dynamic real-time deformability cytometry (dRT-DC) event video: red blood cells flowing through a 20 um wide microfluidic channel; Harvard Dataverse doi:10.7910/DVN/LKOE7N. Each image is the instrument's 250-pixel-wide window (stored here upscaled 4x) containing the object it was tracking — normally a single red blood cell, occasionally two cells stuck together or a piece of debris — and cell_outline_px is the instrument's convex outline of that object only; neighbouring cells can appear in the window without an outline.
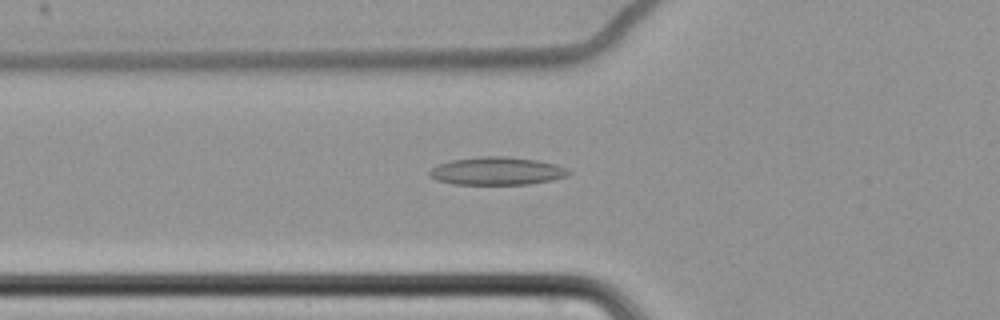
{"species": "common noctule bat (a hibernating species)", "species_latin": "Nyctalus noctula", "temperature_condition": "cold", "stored_images_in_passage": 63, "camera_frame_rate_fps": 3000, "um_per_image_px": 0.085, "animal": {"sex": "female", "body_mass_g": 22.7, "forearm_length_mm": 54.2}, "frame": {"image": 1, "passage_image": 25, "time_ms": 8.0, "image_size_px": [1000, 320], "cell_outline_px": [[572, 172], [568, 176], [552, 180], [528, 184], [452, 184], [436, 180], [428, 176], [428, 172], [436, 164], [452, 160], [480, 156], [504, 156], [536, 160], [556, 164], [568, 168]], "centroid_in_image_um": [42.23, 14.53], "position_along_channel_um": 83.6, "area_um2": 22.83}}
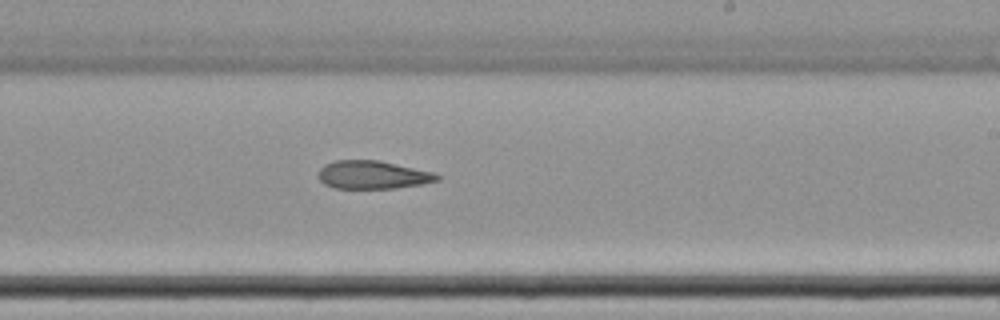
{"frame": {"image": 2, "passage_image": 40, "time_ms": 13.0, "image_size_px": [1000, 320], "cell_outline_px": [[440, 180], [420, 184], [396, 188], [332, 188], [324, 184], [316, 176], [320, 168], [324, 164], [336, 160], [380, 160], [436, 172], [440, 176]], "centroid_in_image_um": [31.68, 14.85], "position_along_channel_um": 257.3, "area_um2": 19.77}}
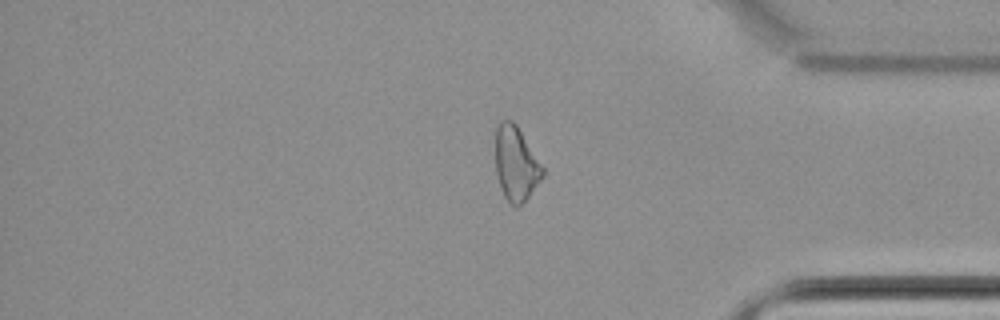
{"frame": {"image": 3, "passage_image": 53, "time_ms": 17.333, "image_size_px": [1000, 320], "cell_outline_px": [[544, 176], [528, 196], [516, 208], [504, 196], [500, 188], [496, 172], [496, 128], [500, 120], [512, 120], [516, 124], [544, 168]], "centroid_in_image_um": [43.85, 13.9], "position_along_channel_um": 391.4, "area_um2": 20.23}, "authors_computed_cell_mechanics": {"area_um2": 22.831, "velocity_mm_per_s": 3.4773, "shape_relaxation_time_tau1_ms": null, "shape_relaxation_time_tau2_ms": 10.0138, "deformation_change_tau1": null, "deformation_change_tau2": 0.1877}}